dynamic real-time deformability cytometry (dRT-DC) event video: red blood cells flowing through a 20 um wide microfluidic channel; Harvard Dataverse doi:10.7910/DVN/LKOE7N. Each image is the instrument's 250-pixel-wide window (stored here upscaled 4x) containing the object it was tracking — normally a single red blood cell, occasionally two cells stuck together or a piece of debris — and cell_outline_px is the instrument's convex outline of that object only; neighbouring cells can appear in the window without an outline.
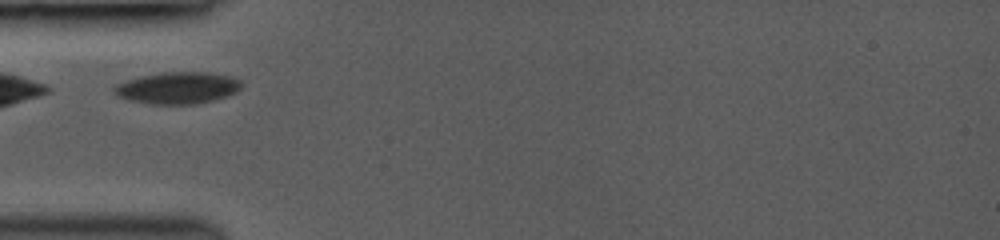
{"species": "common noctule bat (a hibernating species)", "species_latin": "Nyctalus noctula", "temperature_condition": "room temperature", "stored_images_in_passage": 5, "camera_frame_rate_fps": 3000, "um_per_image_px": 0.085, "animal": {"sex": "female", "body_mass_g": 19.0, "forearm_length_mm": 53.3}, "frame": {"image": 1, "passage_image": 1, "time_ms": 0.0, "image_size_px": [1000, 240], "cell_outline_px": [[240, 88], [236, 92], [228, 96], [196, 104], [152, 104], [128, 100], [112, 92], [112, 88], [116, 84], [140, 76], [160, 72], [208, 72], [232, 76], [240, 80]], "centroid_in_image_um": [15.09, 7.46], "position_along_channel_um": 69.9, "area_um2": 23.64}}